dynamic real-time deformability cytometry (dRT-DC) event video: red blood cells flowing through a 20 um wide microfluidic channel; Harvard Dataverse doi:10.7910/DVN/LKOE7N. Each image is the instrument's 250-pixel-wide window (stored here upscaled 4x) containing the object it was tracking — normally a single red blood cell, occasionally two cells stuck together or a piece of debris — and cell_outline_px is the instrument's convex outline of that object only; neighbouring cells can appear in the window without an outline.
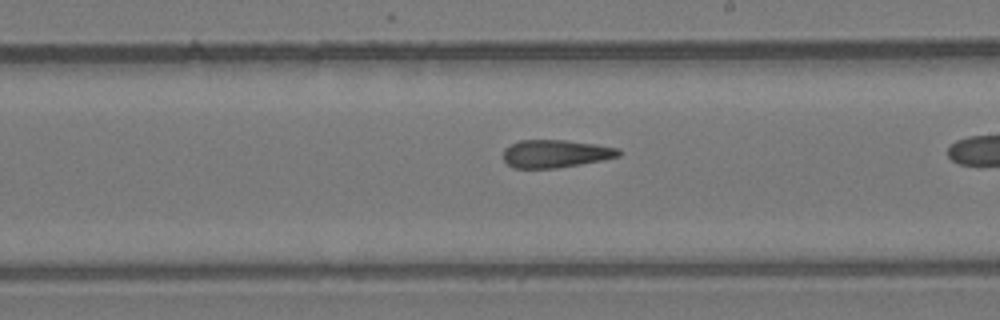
{"species": "common noctule bat (a hibernating species)", "species_latin": "Nyctalus noctula", "temperature_condition": "room temperature", "stored_images_in_passage": 33, "camera_frame_rate_fps": 3000, "um_per_image_px": 0.085, "animal": {"sex": "female", "body_mass_g": 24.6, "forearm_length_mm": 56.2}, "frame": {"image": 1, "passage_image": 24, "time_ms": 7.667, "image_size_px": [1000, 320], "cell_outline_px": [[620, 156], [580, 164], [556, 168], [512, 168], [504, 160], [504, 148], [520, 140], [564, 140], [620, 148]], "centroid_in_image_um": [47.19, 13.06], "position_along_channel_um": 241.8, "area_um2": 18.5}}